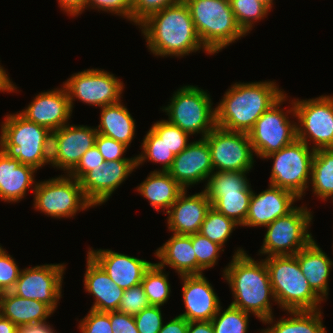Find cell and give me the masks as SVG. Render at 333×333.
Instances as JSON below:
<instances>
[{
    "label": "cell",
    "instance_id": "49",
    "mask_svg": "<svg viewBox=\"0 0 333 333\" xmlns=\"http://www.w3.org/2000/svg\"><path fill=\"white\" fill-rule=\"evenodd\" d=\"M105 162L104 157L99 152L96 145L87 150L81 157L77 166L69 173L70 176L78 181L90 170Z\"/></svg>",
    "mask_w": 333,
    "mask_h": 333
},
{
    "label": "cell",
    "instance_id": "46",
    "mask_svg": "<svg viewBox=\"0 0 333 333\" xmlns=\"http://www.w3.org/2000/svg\"><path fill=\"white\" fill-rule=\"evenodd\" d=\"M183 0H139L132 8V22L140 25L150 15Z\"/></svg>",
    "mask_w": 333,
    "mask_h": 333
},
{
    "label": "cell",
    "instance_id": "6",
    "mask_svg": "<svg viewBox=\"0 0 333 333\" xmlns=\"http://www.w3.org/2000/svg\"><path fill=\"white\" fill-rule=\"evenodd\" d=\"M276 303L284 311L318 310L323 300L311 289L295 255L264 259Z\"/></svg>",
    "mask_w": 333,
    "mask_h": 333
},
{
    "label": "cell",
    "instance_id": "3",
    "mask_svg": "<svg viewBox=\"0 0 333 333\" xmlns=\"http://www.w3.org/2000/svg\"><path fill=\"white\" fill-rule=\"evenodd\" d=\"M273 81L232 85L216 106V126L249 133L257 119L275 104L285 92Z\"/></svg>",
    "mask_w": 333,
    "mask_h": 333
},
{
    "label": "cell",
    "instance_id": "19",
    "mask_svg": "<svg viewBox=\"0 0 333 333\" xmlns=\"http://www.w3.org/2000/svg\"><path fill=\"white\" fill-rule=\"evenodd\" d=\"M169 174L184 188L208 180L214 172L207 141L200 138L191 142L175 156Z\"/></svg>",
    "mask_w": 333,
    "mask_h": 333
},
{
    "label": "cell",
    "instance_id": "20",
    "mask_svg": "<svg viewBox=\"0 0 333 333\" xmlns=\"http://www.w3.org/2000/svg\"><path fill=\"white\" fill-rule=\"evenodd\" d=\"M268 189L259 194L252 193L248 214L242 226L266 227L277 218L287 215L295 207L294 202L300 200L293 192L268 185Z\"/></svg>",
    "mask_w": 333,
    "mask_h": 333
},
{
    "label": "cell",
    "instance_id": "38",
    "mask_svg": "<svg viewBox=\"0 0 333 333\" xmlns=\"http://www.w3.org/2000/svg\"><path fill=\"white\" fill-rule=\"evenodd\" d=\"M220 306L211 320L215 333H247L250 313L242 311L232 305L224 311Z\"/></svg>",
    "mask_w": 333,
    "mask_h": 333
},
{
    "label": "cell",
    "instance_id": "59",
    "mask_svg": "<svg viewBox=\"0 0 333 333\" xmlns=\"http://www.w3.org/2000/svg\"><path fill=\"white\" fill-rule=\"evenodd\" d=\"M260 333H270V331L268 330V329H262L261 331H260Z\"/></svg>",
    "mask_w": 333,
    "mask_h": 333
},
{
    "label": "cell",
    "instance_id": "35",
    "mask_svg": "<svg viewBox=\"0 0 333 333\" xmlns=\"http://www.w3.org/2000/svg\"><path fill=\"white\" fill-rule=\"evenodd\" d=\"M253 192L222 193L212 204L216 211L233 219L239 226L245 223Z\"/></svg>",
    "mask_w": 333,
    "mask_h": 333
},
{
    "label": "cell",
    "instance_id": "30",
    "mask_svg": "<svg viewBox=\"0 0 333 333\" xmlns=\"http://www.w3.org/2000/svg\"><path fill=\"white\" fill-rule=\"evenodd\" d=\"M100 115V124L96 127L98 134L111 137L129 147L135 136L136 125L123 103L119 101L101 107Z\"/></svg>",
    "mask_w": 333,
    "mask_h": 333
},
{
    "label": "cell",
    "instance_id": "27",
    "mask_svg": "<svg viewBox=\"0 0 333 333\" xmlns=\"http://www.w3.org/2000/svg\"><path fill=\"white\" fill-rule=\"evenodd\" d=\"M54 311L45 303L15 295L12 291L0 293V314L17 327L47 322Z\"/></svg>",
    "mask_w": 333,
    "mask_h": 333
},
{
    "label": "cell",
    "instance_id": "22",
    "mask_svg": "<svg viewBox=\"0 0 333 333\" xmlns=\"http://www.w3.org/2000/svg\"><path fill=\"white\" fill-rule=\"evenodd\" d=\"M185 189L170 209L168 214V230L177 235H190L198 233L205 219L211 202L205 191L187 196Z\"/></svg>",
    "mask_w": 333,
    "mask_h": 333
},
{
    "label": "cell",
    "instance_id": "31",
    "mask_svg": "<svg viewBox=\"0 0 333 333\" xmlns=\"http://www.w3.org/2000/svg\"><path fill=\"white\" fill-rule=\"evenodd\" d=\"M291 315L288 318H280L277 322L274 317L263 321L266 324H273L267 329L270 333H327L323 326L322 313L318 310L286 311Z\"/></svg>",
    "mask_w": 333,
    "mask_h": 333
},
{
    "label": "cell",
    "instance_id": "52",
    "mask_svg": "<svg viewBox=\"0 0 333 333\" xmlns=\"http://www.w3.org/2000/svg\"><path fill=\"white\" fill-rule=\"evenodd\" d=\"M61 10L67 12L68 16L82 14L88 0H57Z\"/></svg>",
    "mask_w": 333,
    "mask_h": 333
},
{
    "label": "cell",
    "instance_id": "53",
    "mask_svg": "<svg viewBox=\"0 0 333 333\" xmlns=\"http://www.w3.org/2000/svg\"><path fill=\"white\" fill-rule=\"evenodd\" d=\"M18 333H55L54 328L47 324V322L24 325L18 327Z\"/></svg>",
    "mask_w": 333,
    "mask_h": 333
},
{
    "label": "cell",
    "instance_id": "39",
    "mask_svg": "<svg viewBox=\"0 0 333 333\" xmlns=\"http://www.w3.org/2000/svg\"><path fill=\"white\" fill-rule=\"evenodd\" d=\"M233 14L241 29L250 33L257 20L264 19L270 10L257 0H230Z\"/></svg>",
    "mask_w": 333,
    "mask_h": 333
},
{
    "label": "cell",
    "instance_id": "25",
    "mask_svg": "<svg viewBox=\"0 0 333 333\" xmlns=\"http://www.w3.org/2000/svg\"><path fill=\"white\" fill-rule=\"evenodd\" d=\"M37 170L29 165L21 164L0 149V199L15 203L24 199L28 188L35 189L34 173ZM34 185V186H33Z\"/></svg>",
    "mask_w": 333,
    "mask_h": 333
},
{
    "label": "cell",
    "instance_id": "17",
    "mask_svg": "<svg viewBox=\"0 0 333 333\" xmlns=\"http://www.w3.org/2000/svg\"><path fill=\"white\" fill-rule=\"evenodd\" d=\"M135 168L137 169L136 160H115L104 162L88 171L79 180L86 199L93 206L107 202Z\"/></svg>",
    "mask_w": 333,
    "mask_h": 333
},
{
    "label": "cell",
    "instance_id": "37",
    "mask_svg": "<svg viewBox=\"0 0 333 333\" xmlns=\"http://www.w3.org/2000/svg\"><path fill=\"white\" fill-rule=\"evenodd\" d=\"M238 225L233 219L211 207L207 211L199 233L223 247Z\"/></svg>",
    "mask_w": 333,
    "mask_h": 333
},
{
    "label": "cell",
    "instance_id": "36",
    "mask_svg": "<svg viewBox=\"0 0 333 333\" xmlns=\"http://www.w3.org/2000/svg\"><path fill=\"white\" fill-rule=\"evenodd\" d=\"M141 148L142 153L136 156L137 167L148 159L153 163H161L162 171H168L171 168L175 155L151 129L146 133Z\"/></svg>",
    "mask_w": 333,
    "mask_h": 333
},
{
    "label": "cell",
    "instance_id": "15",
    "mask_svg": "<svg viewBox=\"0 0 333 333\" xmlns=\"http://www.w3.org/2000/svg\"><path fill=\"white\" fill-rule=\"evenodd\" d=\"M65 269L64 264H44L22 269L11 291L22 298L41 301L55 311L62 296Z\"/></svg>",
    "mask_w": 333,
    "mask_h": 333
},
{
    "label": "cell",
    "instance_id": "47",
    "mask_svg": "<svg viewBox=\"0 0 333 333\" xmlns=\"http://www.w3.org/2000/svg\"><path fill=\"white\" fill-rule=\"evenodd\" d=\"M95 145L104 157L105 162L115 160H136V156L132 158L122 157L128 146L122 142L112 139L111 137L97 134Z\"/></svg>",
    "mask_w": 333,
    "mask_h": 333
},
{
    "label": "cell",
    "instance_id": "12",
    "mask_svg": "<svg viewBox=\"0 0 333 333\" xmlns=\"http://www.w3.org/2000/svg\"><path fill=\"white\" fill-rule=\"evenodd\" d=\"M297 139L314 143L312 149L333 148V96H320L308 100H293Z\"/></svg>",
    "mask_w": 333,
    "mask_h": 333
},
{
    "label": "cell",
    "instance_id": "16",
    "mask_svg": "<svg viewBox=\"0 0 333 333\" xmlns=\"http://www.w3.org/2000/svg\"><path fill=\"white\" fill-rule=\"evenodd\" d=\"M96 127L66 124L51 133L50 165L69 174L83 154L95 145Z\"/></svg>",
    "mask_w": 333,
    "mask_h": 333
},
{
    "label": "cell",
    "instance_id": "44",
    "mask_svg": "<svg viewBox=\"0 0 333 333\" xmlns=\"http://www.w3.org/2000/svg\"><path fill=\"white\" fill-rule=\"evenodd\" d=\"M139 333H159L163 326L161 306L150 305L134 316Z\"/></svg>",
    "mask_w": 333,
    "mask_h": 333
},
{
    "label": "cell",
    "instance_id": "29",
    "mask_svg": "<svg viewBox=\"0 0 333 333\" xmlns=\"http://www.w3.org/2000/svg\"><path fill=\"white\" fill-rule=\"evenodd\" d=\"M144 198L148 199L150 205L156 210L170 209L178 196L185 190L168 171L154 170L136 188Z\"/></svg>",
    "mask_w": 333,
    "mask_h": 333
},
{
    "label": "cell",
    "instance_id": "26",
    "mask_svg": "<svg viewBox=\"0 0 333 333\" xmlns=\"http://www.w3.org/2000/svg\"><path fill=\"white\" fill-rule=\"evenodd\" d=\"M301 271L311 289L324 301L328 297V279L333 261L313 239L304 249L295 254Z\"/></svg>",
    "mask_w": 333,
    "mask_h": 333
},
{
    "label": "cell",
    "instance_id": "18",
    "mask_svg": "<svg viewBox=\"0 0 333 333\" xmlns=\"http://www.w3.org/2000/svg\"><path fill=\"white\" fill-rule=\"evenodd\" d=\"M19 113L27 120L54 132L68 124L72 109L64 86L41 92Z\"/></svg>",
    "mask_w": 333,
    "mask_h": 333
},
{
    "label": "cell",
    "instance_id": "11",
    "mask_svg": "<svg viewBox=\"0 0 333 333\" xmlns=\"http://www.w3.org/2000/svg\"><path fill=\"white\" fill-rule=\"evenodd\" d=\"M286 95L284 94L266 110L248 133L254 155H257V157L263 159L269 154L290 145L297 139V123L291 122L287 114L292 113V117L296 118L293 100L290 103L292 107L286 112H283L284 109L281 110L280 108L287 99Z\"/></svg>",
    "mask_w": 333,
    "mask_h": 333
},
{
    "label": "cell",
    "instance_id": "1",
    "mask_svg": "<svg viewBox=\"0 0 333 333\" xmlns=\"http://www.w3.org/2000/svg\"><path fill=\"white\" fill-rule=\"evenodd\" d=\"M148 49L155 56L183 57L203 49L188 5L182 2L150 15L140 25Z\"/></svg>",
    "mask_w": 333,
    "mask_h": 333
},
{
    "label": "cell",
    "instance_id": "45",
    "mask_svg": "<svg viewBox=\"0 0 333 333\" xmlns=\"http://www.w3.org/2000/svg\"><path fill=\"white\" fill-rule=\"evenodd\" d=\"M78 329L81 333H113L110 312L90 309L87 316L80 320Z\"/></svg>",
    "mask_w": 333,
    "mask_h": 333
},
{
    "label": "cell",
    "instance_id": "23",
    "mask_svg": "<svg viewBox=\"0 0 333 333\" xmlns=\"http://www.w3.org/2000/svg\"><path fill=\"white\" fill-rule=\"evenodd\" d=\"M108 274L110 279L123 290L142 282L151 262L108 249H89L87 252Z\"/></svg>",
    "mask_w": 333,
    "mask_h": 333
},
{
    "label": "cell",
    "instance_id": "57",
    "mask_svg": "<svg viewBox=\"0 0 333 333\" xmlns=\"http://www.w3.org/2000/svg\"><path fill=\"white\" fill-rule=\"evenodd\" d=\"M257 1L261 2L271 11L274 0H257Z\"/></svg>",
    "mask_w": 333,
    "mask_h": 333
},
{
    "label": "cell",
    "instance_id": "14",
    "mask_svg": "<svg viewBox=\"0 0 333 333\" xmlns=\"http://www.w3.org/2000/svg\"><path fill=\"white\" fill-rule=\"evenodd\" d=\"M204 139L210 147L214 171L248 172L252 169L254 152L248 133L216 126Z\"/></svg>",
    "mask_w": 333,
    "mask_h": 333
},
{
    "label": "cell",
    "instance_id": "43",
    "mask_svg": "<svg viewBox=\"0 0 333 333\" xmlns=\"http://www.w3.org/2000/svg\"><path fill=\"white\" fill-rule=\"evenodd\" d=\"M21 273V269L10 254L0 245V293L11 291Z\"/></svg>",
    "mask_w": 333,
    "mask_h": 333
},
{
    "label": "cell",
    "instance_id": "24",
    "mask_svg": "<svg viewBox=\"0 0 333 333\" xmlns=\"http://www.w3.org/2000/svg\"><path fill=\"white\" fill-rule=\"evenodd\" d=\"M86 260L84 287L95 299L90 309L99 312L118 311L124 290L110 279L105 270L88 253Z\"/></svg>",
    "mask_w": 333,
    "mask_h": 333
},
{
    "label": "cell",
    "instance_id": "4",
    "mask_svg": "<svg viewBox=\"0 0 333 333\" xmlns=\"http://www.w3.org/2000/svg\"><path fill=\"white\" fill-rule=\"evenodd\" d=\"M51 131L20 113L6 115L1 124L0 149L36 170L50 165Z\"/></svg>",
    "mask_w": 333,
    "mask_h": 333
},
{
    "label": "cell",
    "instance_id": "42",
    "mask_svg": "<svg viewBox=\"0 0 333 333\" xmlns=\"http://www.w3.org/2000/svg\"><path fill=\"white\" fill-rule=\"evenodd\" d=\"M148 306H150V303L145 294L143 285L139 284L124 290L118 311L135 316Z\"/></svg>",
    "mask_w": 333,
    "mask_h": 333
},
{
    "label": "cell",
    "instance_id": "2",
    "mask_svg": "<svg viewBox=\"0 0 333 333\" xmlns=\"http://www.w3.org/2000/svg\"><path fill=\"white\" fill-rule=\"evenodd\" d=\"M227 266L223 277L232 290L234 300L230 305L253 313L262 322L273 316L270 300L276 302V298L264 259L255 261L239 248Z\"/></svg>",
    "mask_w": 333,
    "mask_h": 333
},
{
    "label": "cell",
    "instance_id": "51",
    "mask_svg": "<svg viewBox=\"0 0 333 333\" xmlns=\"http://www.w3.org/2000/svg\"><path fill=\"white\" fill-rule=\"evenodd\" d=\"M188 321L181 316H176L168 323L163 324L159 333H187Z\"/></svg>",
    "mask_w": 333,
    "mask_h": 333
},
{
    "label": "cell",
    "instance_id": "58",
    "mask_svg": "<svg viewBox=\"0 0 333 333\" xmlns=\"http://www.w3.org/2000/svg\"><path fill=\"white\" fill-rule=\"evenodd\" d=\"M129 3L134 6L139 0H128Z\"/></svg>",
    "mask_w": 333,
    "mask_h": 333
},
{
    "label": "cell",
    "instance_id": "56",
    "mask_svg": "<svg viewBox=\"0 0 333 333\" xmlns=\"http://www.w3.org/2000/svg\"><path fill=\"white\" fill-rule=\"evenodd\" d=\"M0 333H18V327L0 314Z\"/></svg>",
    "mask_w": 333,
    "mask_h": 333
},
{
    "label": "cell",
    "instance_id": "21",
    "mask_svg": "<svg viewBox=\"0 0 333 333\" xmlns=\"http://www.w3.org/2000/svg\"><path fill=\"white\" fill-rule=\"evenodd\" d=\"M185 312L179 316L188 322L211 321L221 304L216 292L203 274L180 276Z\"/></svg>",
    "mask_w": 333,
    "mask_h": 333
},
{
    "label": "cell",
    "instance_id": "13",
    "mask_svg": "<svg viewBox=\"0 0 333 333\" xmlns=\"http://www.w3.org/2000/svg\"><path fill=\"white\" fill-rule=\"evenodd\" d=\"M73 110L75 99L92 106L104 107L121 100L124 84L114 74L99 69H87L75 74L62 85Z\"/></svg>",
    "mask_w": 333,
    "mask_h": 333
},
{
    "label": "cell",
    "instance_id": "7",
    "mask_svg": "<svg viewBox=\"0 0 333 333\" xmlns=\"http://www.w3.org/2000/svg\"><path fill=\"white\" fill-rule=\"evenodd\" d=\"M171 102L161 108L168 115V122L180 127L190 136L200 133L201 139L216 127V110L207 91L187 85L174 92Z\"/></svg>",
    "mask_w": 333,
    "mask_h": 333
},
{
    "label": "cell",
    "instance_id": "10",
    "mask_svg": "<svg viewBox=\"0 0 333 333\" xmlns=\"http://www.w3.org/2000/svg\"><path fill=\"white\" fill-rule=\"evenodd\" d=\"M315 151L296 139L293 143L263 159H273L270 185L293 192L302 198L309 186Z\"/></svg>",
    "mask_w": 333,
    "mask_h": 333
},
{
    "label": "cell",
    "instance_id": "54",
    "mask_svg": "<svg viewBox=\"0 0 333 333\" xmlns=\"http://www.w3.org/2000/svg\"><path fill=\"white\" fill-rule=\"evenodd\" d=\"M187 333H215L211 321L188 322Z\"/></svg>",
    "mask_w": 333,
    "mask_h": 333
},
{
    "label": "cell",
    "instance_id": "41",
    "mask_svg": "<svg viewBox=\"0 0 333 333\" xmlns=\"http://www.w3.org/2000/svg\"><path fill=\"white\" fill-rule=\"evenodd\" d=\"M150 129L163 140V143L175 156L190 144L188 142L189 134L167 120L155 122Z\"/></svg>",
    "mask_w": 333,
    "mask_h": 333
},
{
    "label": "cell",
    "instance_id": "50",
    "mask_svg": "<svg viewBox=\"0 0 333 333\" xmlns=\"http://www.w3.org/2000/svg\"><path fill=\"white\" fill-rule=\"evenodd\" d=\"M110 323L113 333H139L132 315L110 311Z\"/></svg>",
    "mask_w": 333,
    "mask_h": 333
},
{
    "label": "cell",
    "instance_id": "8",
    "mask_svg": "<svg viewBox=\"0 0 333 333\" xmlns=\"http://www.w3.org/2000/svg\"><path fill=\"white\" fill-rule=\"evenodd\" d=\"M34 208L52 218H70L94 207L85 197L80 182L69 174L37 182Z\"/></svg>",
    "mask_w": 333,
    "mask_h": 333
},
{
    "label": "cell",
    "instance_id": "40",
    "mask_svg": "<svg viewBox=\"0 0 333 333\" xmlns=\"http://www.w3.org/2000/svg\"><path fill=\"white\" fill-rule=\"evenodd\" d=\"M191 240L197 259V275L203 274L202 271L217 264L219 253L224 251V248L199 232L191 234Z\"/></svg>",
    "mask_w": 333,
    "mask_h": 333
},
{
    "label": "cell",
    "instance_id": "28",
    "mask_svg": "<svg viewBox=\"0 0 333 333\" xmlns=\"http://www.w3.org/2000/svg\"><path fill=\"white\" fill-rule=\"evenodd\" d=\"M154 255L161 260L157 264L162 268L169 265L180 276L197 275V259L192 246L191 234H172L169 240L155 251Z\"/></svg>",
    "mask_w": 333,
    "mask_h": 333
},
{
    "label": "cell",
    "instance_id": "48",
    "mask_svg": "<svg viewBox=\"0 0 333 333\" xmlns=\"http://www.w3.org/2000/svg\"><path fill=\"white\" fill-rule=\"evenodd\" d=\"M92 7L98 11L102 10L112 14L119 15L128 19L132 23V8L133 6L128 0H88L85 9Z\"/></svg>",
    "mask_w": 333,
    "mask_h": 333
},
{
    "label": "cell",
    "instance_id": "34",
    "mask_svg": "<svg viewBox=\"0 0 333 333\" xmlns=\"http://www.w3.org/2000/svg\"><path fill=\"white\" fill-rule=\"evenodd\" d=\"M157 263H152L144 273L141 284L150 305L162 306L169 300L171 288L168 281V273Z\"/></svg>",
    "mask_w": 333,
    "mask_h": 333
},
{
    "label": "cell",
    "instance_id": "5",
    "mask_svg": "<svg viewBox=\"0 0 333 333\" xmlns=\"http://www.w3.org/2000/svg\"><path fill=\"white\" fill-rule=\"evenodd\" d=\"M184 1L201 43L211 54L222 51L246 35L236 21L230 0Z\"/></svg>",
    "mask_w": 333,
    "mask_h": 333
},
{
    "label": "cell",
    "instance_id": "55",
    "mask_svg": "<svg viewBox=\"0 0 333 333\" xmlns=\"http://www.w3.org/2000/svg\"><path fill=\"white\" fill-rule=\"evenodd\" d=\"M14 90L17 91L16 85L10 80L3 66L0 65V91L15 92Z\"/></svg>",
    "mask_w": 333,
    "mask_h": 333
},
{
    "label": "cell",
    "instance_id": "33",
    "mask_svg": "<svg viewBox=\"0 0 333 333\" xmlns=\"http://www.w3.org/2000/svg\"><path fill=\"white\" fill-rule=\"evenodd\" d=\"M246 173L242 171H214L205 184V193L211 204L222 193L253 192Z\"/></svg>",
    "mask_w": 333,
    "mask_h": 333
},
{
    "label": "cell",
    "instance_id": "32",
    "mask_svg": "<svg viewBox=\"0 0 333 333\" xmlns=\"http://www.w3.org/2000/svg\"><path fill=\"white\" fill-rule=\"evenodd\" d=\"M310 184L312 192L318 198L323 201L333 198V148L315 151Z\"/></svg>",
    "mask_w": 333,
    "mask_h": 333
},
{
    "label": "cell",
    "instance_id": "9",
    "mask_svg": "<svg viewBox=\"0 0 333 333\" xmlns=\"http://www.w3.org/2000/svg\"><path fill=\"white\" fill-rule=\"evenodd\" d=\"M306 207H297L268 224L259 254L269 256L295 255L312 240L309 225L313 218Z\"/></svg>",
    "mask_w": 333,
    "mask_h": 333
}]
</instances>
